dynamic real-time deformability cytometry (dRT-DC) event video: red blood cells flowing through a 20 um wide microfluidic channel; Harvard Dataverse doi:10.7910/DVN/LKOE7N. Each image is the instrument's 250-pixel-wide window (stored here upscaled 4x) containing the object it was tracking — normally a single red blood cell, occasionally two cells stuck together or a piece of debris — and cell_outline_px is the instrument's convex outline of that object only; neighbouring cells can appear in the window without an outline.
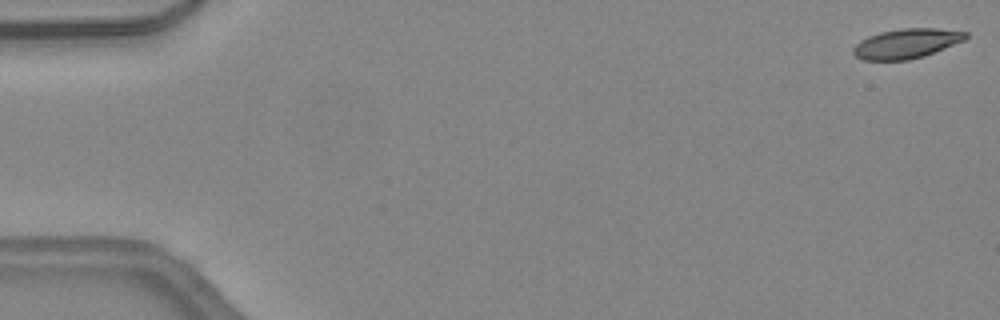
{"species": "common noctule bat (a hibernating species)", "species_latin": "Nyctalus noctula", "temperature_condition": "warm", "stored_images_in_passage": 46, "camera_frame_rate_fps": 3000, "um_per_image_px": 0.085, "animal": {"sex": "female", "body_mass_g": 24.6, "forearm_length_mm": 56.2}, "frame": {"image": 1, "passage_image": 1, "time_ms": 0.0, "image_size_px": [1000, 320], "cell_outline_px": [[968, 36], [964, 40], [924, 56], [908, 60], [860, 60], [852, 52], [852, 48], [860, 40], [868, 36], [880, 32], [900, 28], [936, 28], [968, 32]], "centroid_in_image_um": [77.01, 3.7], "position_along_channel_um": 8.0, "area_um2": 19.48}}
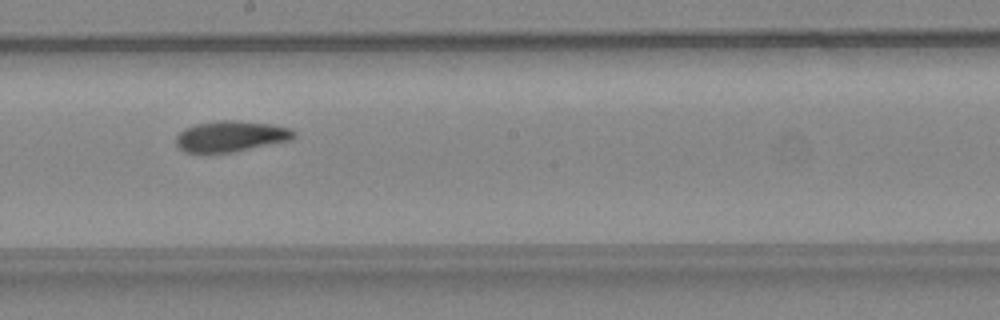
{"frame": {"image": 2, "passage_image": 26, "time_ms": 8.333, "image_size_px": [1000, 320], "cell_outline_px": [[296, 136], [292, 140], [232, 152], [184, 152], [176, 144], [176, 136], [184, 128], [196, 124], [216, 120], [236, 120], [272, 124], [292, 128], [296, 132]], "centroid_in_image_um": [19.66, 11.57], "position_along_channel_um": 228.5, "area_um2": 21.33}}
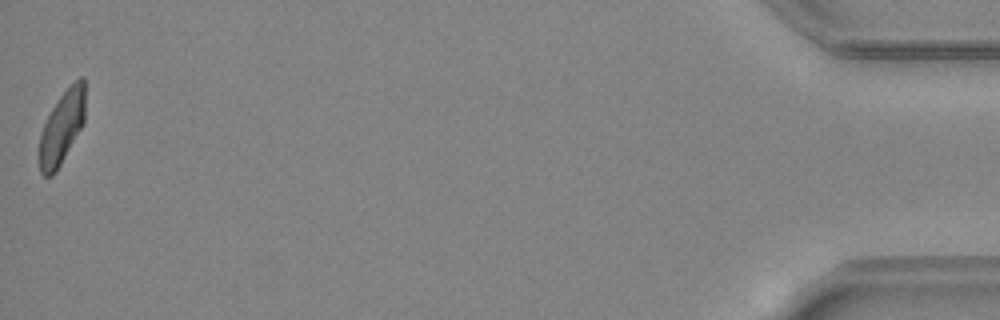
{"frame": {"image": 3, "passage_image": 46, "time_ms": 15.0, "image_size_px": [1000, 320], "cell_outline_px": [[84, 124], [56, 172], [52, 176], [44, 176], [40, 172], [40, 132], [52, 108], [60, 96], [80, 76], [84, 76]], "centroid_in_image_um": [5.27, 10.85], "position_along_channel_um": 429.9, "area_um2": 19.25}, "authors_computed_cell_mechanics": {"area_um2": 20.8947, "velocity_mm_per_s": 4.4993, "shape_relaxation_time_tau1_ms": null, "shape_relaxation_time_tau2_ms": 8.6412, "deformation_change_tau1": null, "deformation_change_tau2": 0.1733}}